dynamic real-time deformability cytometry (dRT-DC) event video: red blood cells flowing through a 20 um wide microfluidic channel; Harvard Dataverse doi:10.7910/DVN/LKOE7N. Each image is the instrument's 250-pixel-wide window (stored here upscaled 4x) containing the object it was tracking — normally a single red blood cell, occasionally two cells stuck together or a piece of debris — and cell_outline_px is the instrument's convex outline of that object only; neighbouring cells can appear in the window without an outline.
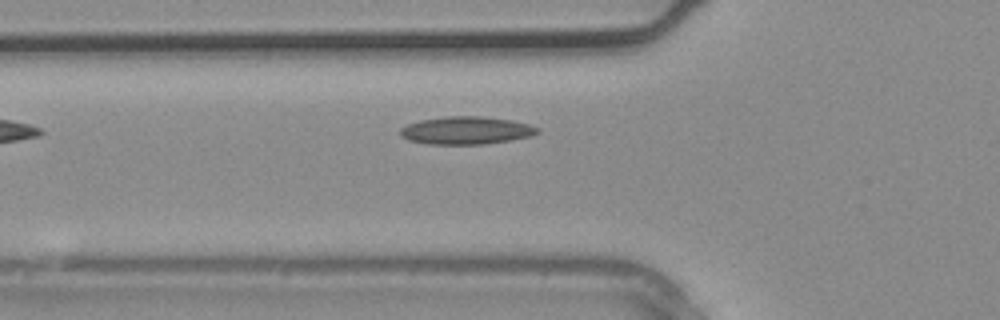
{"species": "common noctule bat (a hibernating species)", "species_latin": "Nyctalus noctula", "temperature_condition": "warm", "stored_images_in_passage": 4, "segment_of_instrument_passage": [1, 2], "camera_frame_rate_fps": 3000, "um_per_image_px": 0.085, "animal": {"sex": "male", "body_mass_g": 20.4}, "frame": {"image": 1, "passage_image": 3, "time_ms": 0.667, "image_size_px": [1000, 320], "cell_outline_px": [[540, 132], [532, 136], [484, 144], [428, 144], [408, 140], [400, 136], [400, 128], [408, 124], [420, 120], [448, 116], [480, 116], [512, 120], [528, 124], [540, 128]], "centroid_in_image_um": [39.63, 11.08], "position_along_channel_um": 86.2, "area_um2": 22.2}}